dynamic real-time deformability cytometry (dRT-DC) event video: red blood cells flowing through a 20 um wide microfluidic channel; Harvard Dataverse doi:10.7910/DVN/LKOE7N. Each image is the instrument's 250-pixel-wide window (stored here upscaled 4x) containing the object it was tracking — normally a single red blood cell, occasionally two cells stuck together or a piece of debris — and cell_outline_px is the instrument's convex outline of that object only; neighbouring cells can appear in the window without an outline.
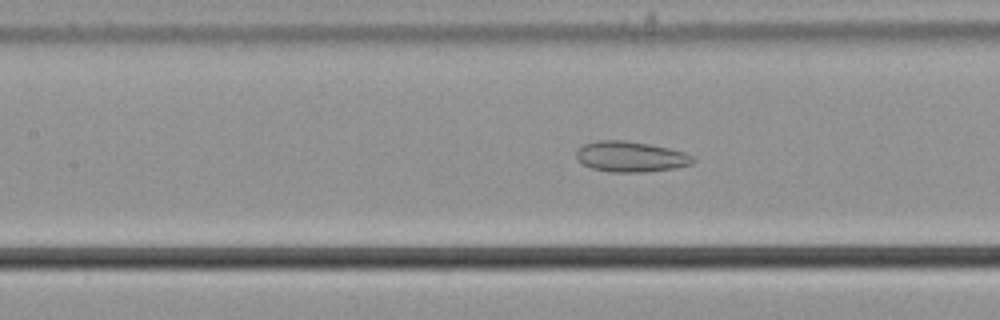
{"species": "common noctule bat (a hibernating species)", "species_latin": "Nyctalus noctula", "temperature_condition": "cold", "stored_images_in_passage": 56, "camera_frame_rate_fps": 3000, "um_per_image_px": 0.085, "animal": {"sex": "male", "body_mass_g": 21.5, "forearm_length_mm": 52.0}, "frame": {"image": 1, "passage_image": 26, "time_ms": 8.333, "image_size_px": [1000, 320], "cell_outline_px": [[696, 160], [692, 164], [676, 168], [644, 172], [612, 172], [592, 168], [576, 160], [576, 152], [584, 144], [596, 140], [624, 140], [648, 144], [668, 148], [684, 152], [692, 156]], "centroid_in_image_um": [53.61, 13.32], "position_along_channel_um": 153.8, "area_um2": 20.75}}
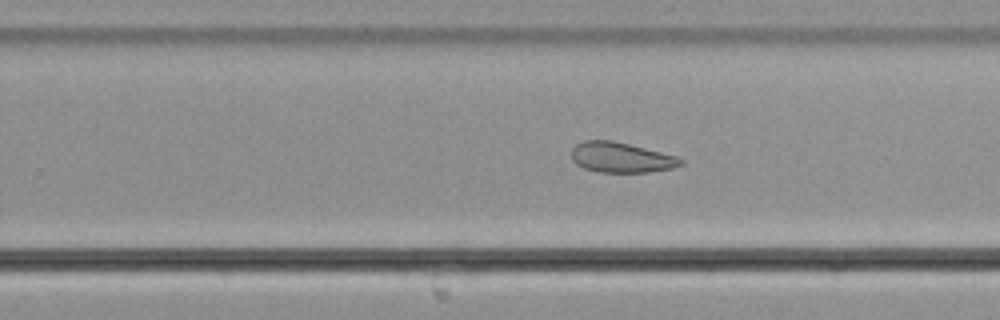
{"frame": {"image": 2, "passage_image": 36, "time_ms": 11.667, "image_size_px": [1000, 320], "cell_outline_px": [[684, 164], [672, 168], [648, 172], [596, 172], [584, 168], [576, 164], [572, 160], [572, 148], [576, 144], [584, 140], [612, 140], [676, 156], [684, 160]], "centroid_in_image_um": [52.77, 13.39], "position_along_channel_um": 277.0, "area_um2": 19.19}}
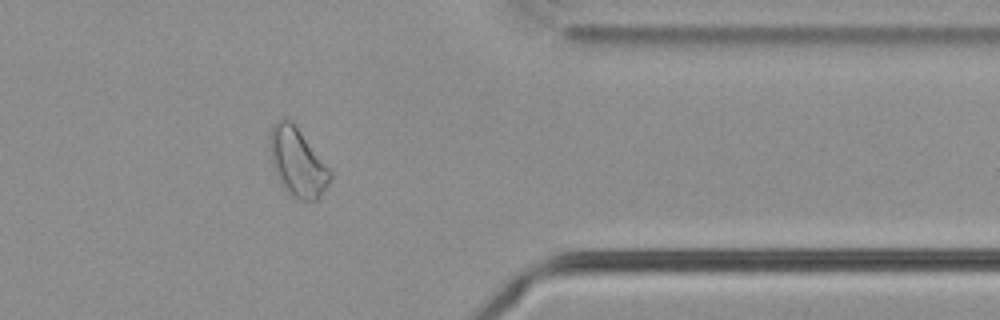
{"frame": {"image": 3, "passage_image": 46, "time_ms": 15.0, "image_size_px": [1000, 320], "cell_outline_px": [[332, 176], [328, 184], [320, 196], [316, 200], [300, 200], [292, 196], [280, 184], [272, 168], [268, 148], [268, 132], [272, 124], [276, 120], [284, 116], [292, 120], [332, 172]], "centroid_in_image_um": [25.21, 13.73], "position_along_channel_um": 386.2, "area_um2": 24.62}, "authors_computed_cell_mechanics": {"area_um2": 25.4031, "velocity_mm_per_s": 3.7056, "shape_relaxation_time_tau1_ms": null, "shape_relaxation_time_tau2_ms": 2.7967, "deformation_change_tau1": null, "deformation_change_tau2": 0.0972}}